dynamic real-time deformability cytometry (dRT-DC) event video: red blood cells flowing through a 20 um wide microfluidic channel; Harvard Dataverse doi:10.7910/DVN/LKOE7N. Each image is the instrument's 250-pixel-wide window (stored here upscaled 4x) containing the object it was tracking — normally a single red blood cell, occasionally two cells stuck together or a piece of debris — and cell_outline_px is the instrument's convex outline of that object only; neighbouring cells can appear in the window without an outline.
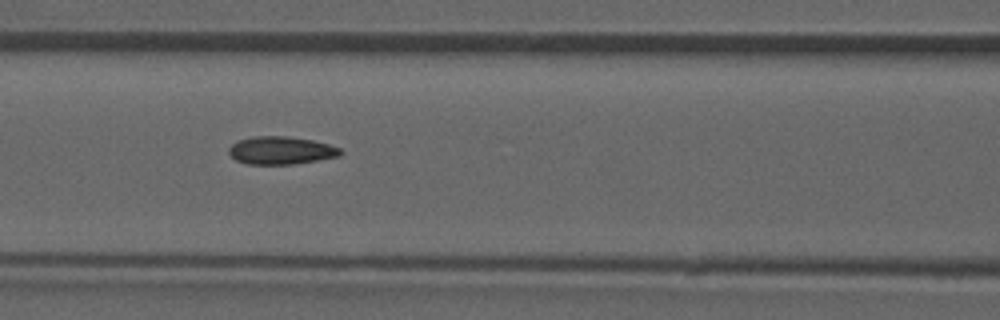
{"species": "common noctule bat (a hibernating species)", "species_latin": "Nyctalus noctula", "temperature_condition": "room temperature", "stored_images_in_passage": 44, "camera_frame_rate_fps": 3000, "um_per_image_px": 0.085, "animal": {"sex": "male", "forearm_length_mm": 52.5}, "frame": {"image": 1, "passage_image": 19, "time_ms": 6.0, "image_size_px": [1000, 320], "cell_outline_px": [[344, 152], [340, 156], [296, 164], [248, 164], [236, 160], [228, 152], [228, 148], [236, 140], [252, 136], [288, 136], [312, 140], [328, 144], [340, 148]], "centroid_in_image_um": [23.88, 12.78], "position_along_channel_um": 142.7, "area_um2": 18.26}}